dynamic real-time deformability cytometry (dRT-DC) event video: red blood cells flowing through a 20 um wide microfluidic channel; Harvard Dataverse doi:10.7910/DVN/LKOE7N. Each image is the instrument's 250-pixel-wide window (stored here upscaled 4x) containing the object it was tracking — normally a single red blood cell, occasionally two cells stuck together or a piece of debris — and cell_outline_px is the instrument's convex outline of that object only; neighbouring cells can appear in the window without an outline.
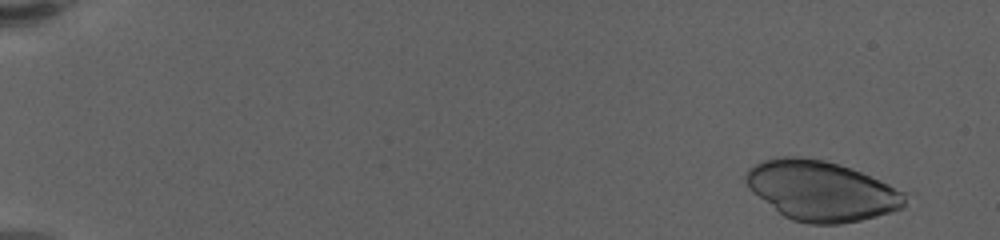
{"species": "human", "species_latin": "Homo sapiens", "temperature_condition": "warm", "stored_images_in_passage": 58, "camera_frame_rate_fps": 3000, "um_per_image_px": 0.085, "donor": {"sex": "female"}, "frame": {"image": 1, "passage_image": 2, "time_ms": 0.333, "image_size_px": [1000, 240], "cell_outline_px": [[904, 208], [892, 212], [860, 220], [840, 224], [808, 224], [792, 220], [784, 216], [752, 192], [748, 188], [744, 180], [744, 176], [748, 168], [764, 160], [784, 156], [800, 156], [824, 160], [860, 172], [880, 180], [904, 192]], "centroid_in_image_um": [69.77, 16.22], "position_along_channel_um": 15.2, "area_um2": 55.2}}